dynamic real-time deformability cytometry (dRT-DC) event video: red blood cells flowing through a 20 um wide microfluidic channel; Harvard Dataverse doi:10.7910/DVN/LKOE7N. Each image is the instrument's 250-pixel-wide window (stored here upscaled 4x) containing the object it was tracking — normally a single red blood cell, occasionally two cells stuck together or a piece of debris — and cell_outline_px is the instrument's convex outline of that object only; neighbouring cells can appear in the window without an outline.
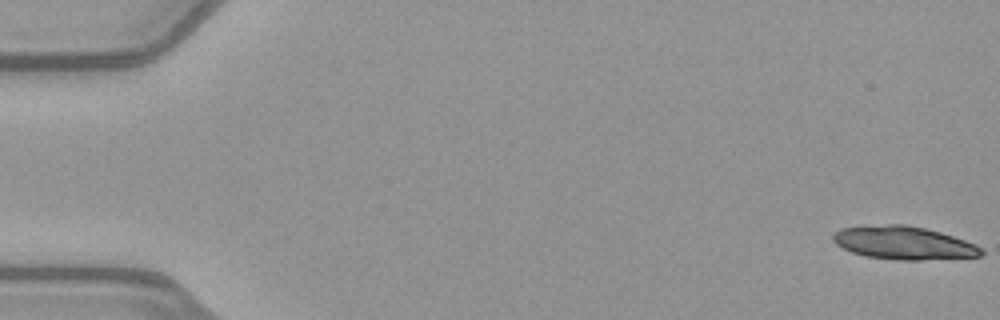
{"species": "common noctule bat (a hibernating species)", "species_latin": "Nyctalus noctula", "temperature_condition": "warm", "stored_images_in_passage": 28, "camera_frame_rate_fps": 3000, "um_per_image_px": 0.085, "animal": {"sex": "female", "body_mass_g": 21.9}, "frame": {"image": 1, "passage_image": 1, "time_ms": 0.0, "image_size_px": [1000, 320], "cell_outline_px": [[984, 252], [980, 256], [920, 260], [900, 260], [864, 256], [852, 252], [836, 244], [832, 240], [832, 236], [840, 228], [888, 224], [904, 224], [924, 228], [940, 232], [976, 244], [984, 248]], "centroid_in_image_um": [76.82, 20.65], "position_along_channel_um": 8.2, "area_um2": 28.5}}
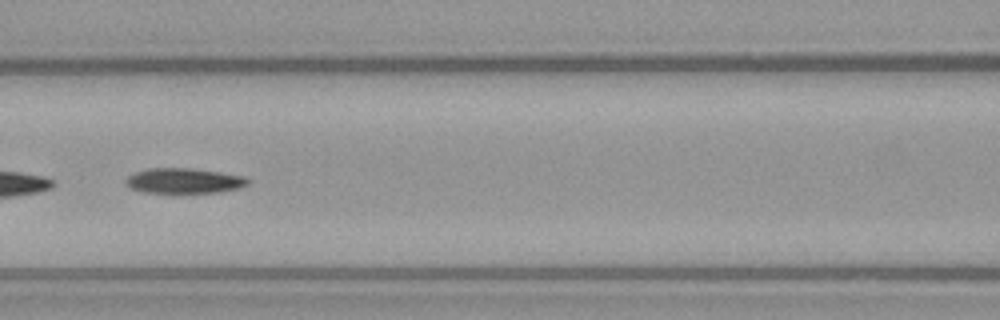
{"frame": {"image": 2, "passage_image": 24, "time_ms": 7.667, "image_size_px": [1000, 320], "cell_outline_px": [[248, 184], [240, 188], [220, 192], [144, 192], [132, 188], [124, 184], [124, 180], [128, 176], [136, 172], [148, 168], [192, 168], [220, 172], [244, 176], [248, 180]], "centroid_in_image_um": [15.63, 15.35], "position_along_channel_um": 151.0, "area_um2": 17.8}}